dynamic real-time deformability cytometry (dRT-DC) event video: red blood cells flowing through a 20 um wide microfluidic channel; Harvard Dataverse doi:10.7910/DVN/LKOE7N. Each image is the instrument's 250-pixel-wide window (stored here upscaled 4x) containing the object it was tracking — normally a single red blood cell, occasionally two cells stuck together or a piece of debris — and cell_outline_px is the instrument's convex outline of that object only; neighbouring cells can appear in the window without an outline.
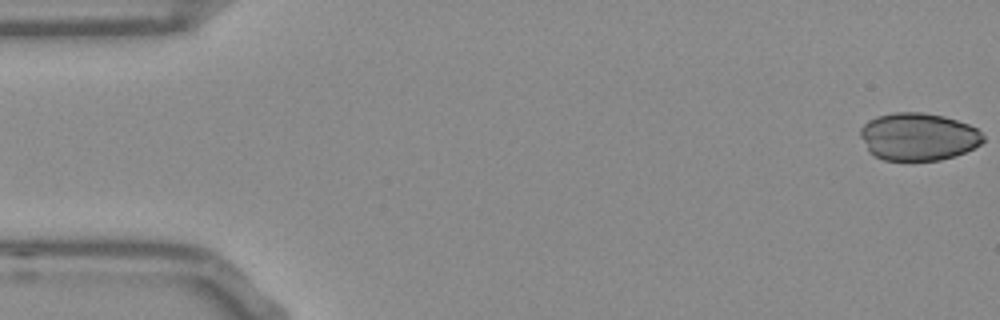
{"species": "Egyptian fruit bat (a non-hibernating species)", "species_latin": "Rousettus aegyptiacus", "temperature_condition": "room temperature", "stored_images_in_passage": 53, "camera_frame_rate_fps": 3000, "um_per_image_px": 0.085, "frame": {"image": 1, "passage_image": 1, "time_ms": 0.0, "image_size_px": [1000, 320], "cell_outline_px": [[984, 140], [980, 144], [956, 156], [940, 160], [884, 160], [868, 152], [860, 136], [860, 128], [868, 120], [876, 116], [896, 112], [920, 112], [944, 116], [968, 124], [976, 128], [984, 136]], "centroid_in_image_um": [78.03, 11.61], "position_along_channel_um": 7.0, "area_um2": 34.1}}
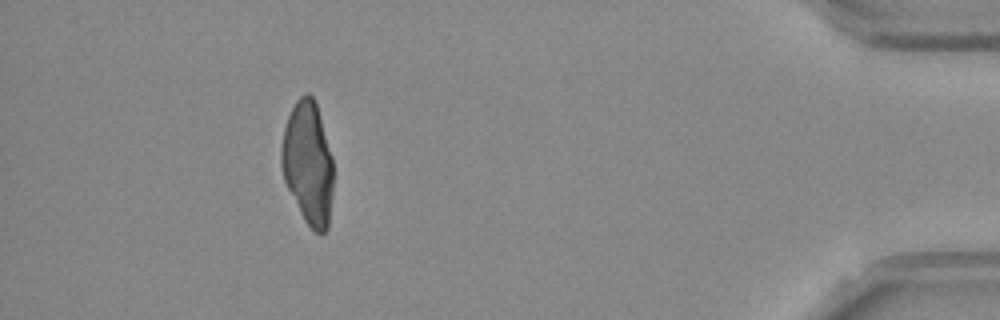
{"frame": {"image": 2, "passage_image": 48, "time_ms": 15.667, "image_size_px": [1000, 320], "cell_outline_px": [[332, 188], [328, 228], [320, 236], [304, 220], [284, 180], [280, 164], [280, 148], [284, 128], [288, 116], [296, 100], [304, 92], [308, 92], [312, 96], [316, 104], [332, 156]], "centroid_in_image_um": [26.16, 13.85], "position_along_channel_um": 409.0, "area_um2": 37.05}}